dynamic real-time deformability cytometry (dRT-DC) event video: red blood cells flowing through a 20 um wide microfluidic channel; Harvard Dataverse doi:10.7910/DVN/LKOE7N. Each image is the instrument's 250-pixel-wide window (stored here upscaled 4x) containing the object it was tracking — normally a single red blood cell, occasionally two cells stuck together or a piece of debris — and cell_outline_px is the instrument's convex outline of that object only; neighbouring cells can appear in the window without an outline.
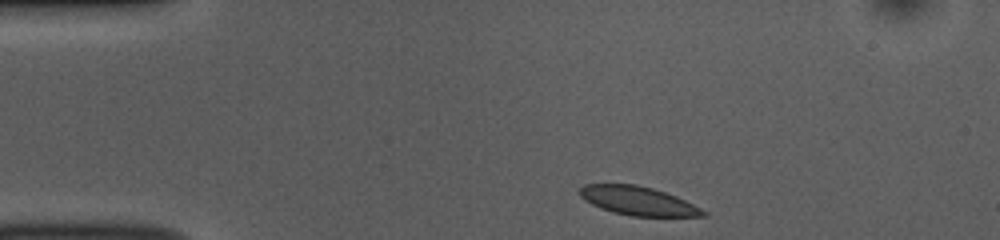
{"species": "common noctule bat (a hibernating species)", "species_latin": "Nyctalus noctula", "temperature_condition": "room temperature", "stored_images_in_passage": 44, "camera_frame_rate_fps": 3000, "um_per_image_px": 0.085, "animal": {"sex": "female", "body_mass_g": 10.0, "forearm_length_mm": 53.1}, "frame": {"image": 1, "passage_image": 1, "time_ms": 0.0, "image_size_px": [1000, 240], "cell_outline_px": [[708, 216], [632, 216], [612, 212], [600, 208], [584, 200], [580, 196], [580, 188], [584, 184], [636, 184], [652, 188], [676, 196], [708, 212]], "centroid_in_image_um": [54.22, 17.07], "position_along_channel_um": 30.8, "area_um2": 20.58}}
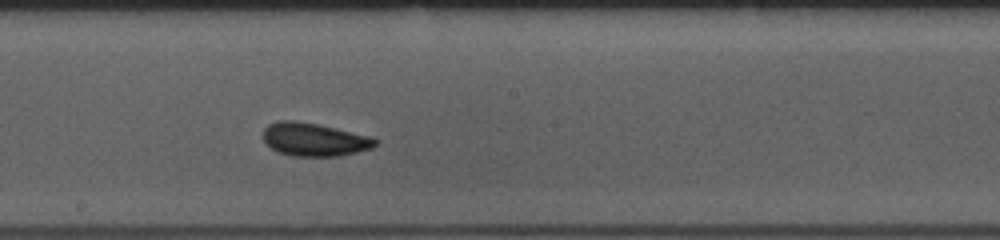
{"frame": {"image": 2, "passage_image": 20, "time_ms": 6.333, "image_size_px": [1000, 240], "cell_outline_px": [[380, 144], [372, 148], [340, 156], [292, 156], [276, 152], [264, 140], [264, 128], [268, 124], [276, 120], [296, 120], [316, 124], [368, 136], [376, 140]], "centroid_in_image_um": [26.68, 11.86], "position_along_channel_um": 221.5, "area_um2": 21.56}}
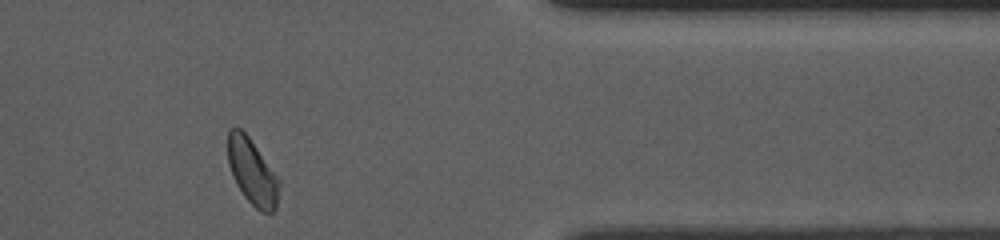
{"frame": {"image": 3, "passage_image": 35, "time_ms": 11.333, "image_size_px": [1000, 240], "cell_outline_px": [[280, 184], [276, 208], [272, 212], [260, 212], [244, 196], [236, 184], [232, 176], [228, 164], [228, 128], [240, 128], [248, 136], [280, 176]], "centroid_in_image_um": [21.46, 14.6], "position_along_channel_um": 389.9, "area_um2": 20.0}, "authors_computed_cell_mechanics": {"area_um2": 20.9236, "velocity_mm_per_s": 3.7866, "shape_relaxation_time_tau1_ms": 2.6265, "shape_relaxation_time_tau2_ms": 4.8184, "deformation_change_tau1": 0.0817, "deformation_change_tau2": 0.0602}}